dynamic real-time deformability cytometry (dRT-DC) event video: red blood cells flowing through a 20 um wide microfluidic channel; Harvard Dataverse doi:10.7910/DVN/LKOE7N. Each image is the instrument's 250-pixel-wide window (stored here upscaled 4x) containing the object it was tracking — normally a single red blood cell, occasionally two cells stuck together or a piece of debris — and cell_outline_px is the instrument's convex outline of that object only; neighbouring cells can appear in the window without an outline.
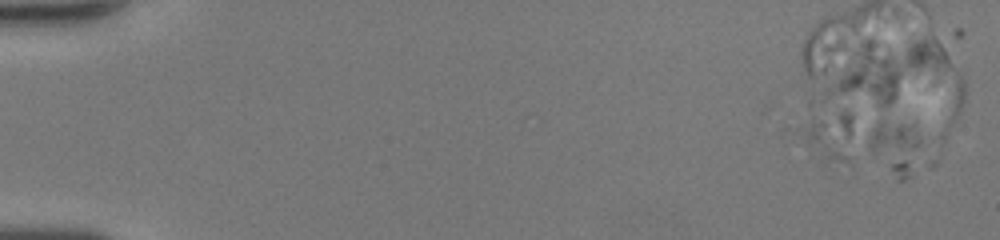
{"species": "human", "species_latin": "Homo sapiens", "temperature_condition": "room temperature", "stored_images_in_passage": 15, "segment_of_instrument_passage": [1, 2], "camera_frame_rate_fps": 3000, "um_per_image_px": 0.085, "donor": {"sex": "female"}, "frame": {"image": 1, "passage_image": 5, "time_ms": 1.333, "image_size_px": [1000, 240], "cell_outline_px": [[936, 164], [932, 168], [904, 180], [896, 180], [872, 152], [868, 144], [872, 132], [876, 124], [912, 124], [936, 160]], "centroid_in_image_um": [76.58, 12.77], "position_along_channel_um": 8.4, "area_um2": 18.9}}